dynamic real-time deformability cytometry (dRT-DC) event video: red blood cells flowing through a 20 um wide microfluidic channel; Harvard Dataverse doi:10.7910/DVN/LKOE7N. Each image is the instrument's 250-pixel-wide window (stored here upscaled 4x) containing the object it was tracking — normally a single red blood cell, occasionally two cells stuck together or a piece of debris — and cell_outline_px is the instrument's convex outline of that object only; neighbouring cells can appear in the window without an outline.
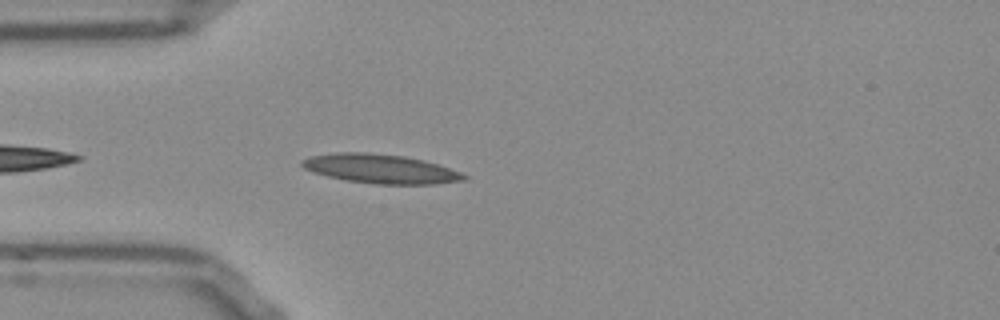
{"species": "Egyptian fruit bat (a non-hibernating species)", "species_latin": "Rousettus aegyptiacus", "temperature_condition": "room temperature", "stored_images_in_passage": 27, "camera_frame_rate_fps": 3000, "um_per_image_px": 0.085, "frame": {"image": 1, "passage_image": 3, "time_ms": 0.667, "image_size_px": [1000, 320], "cell_outline_px": [[468, 176], [464, 180], [436, 184], [376, 184], [344, 180], [312, 172], [304, 168], [300, 164], [300, 160], [312, 156], [336, 152], [368, 152], [404, 156], [424, 160], [460, 172]], "centroid_in_image_um": [32.31, 14.34], "position_along_channel_um": 52.7, "area_um2": 27.46}}
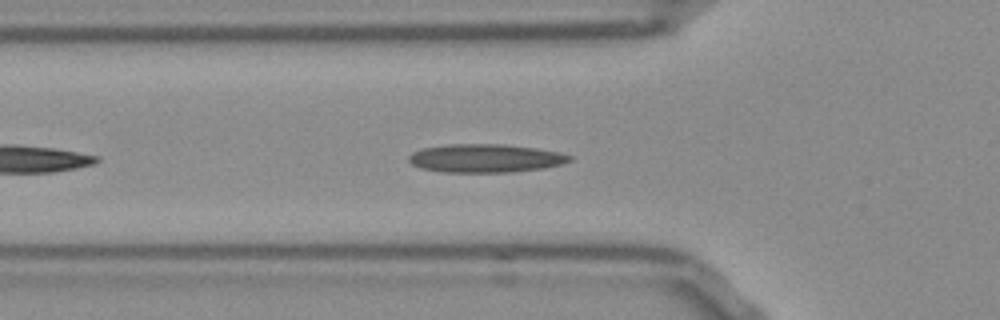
{"frame": {"image": 2, "passage_image": 6, "time_ms": 1.667, "image_size_px": [1000, 320], "cell_outline_px": [[572, 160], [560, 164], [544, 168], [512, 172], [440, 172], [420, 168], [412, 164], [408, 160], [408, 156], [412, 152], [424, 148], [448, 144], [500, 144], [536, 148], [560, 152], [572, 156]], "centroid_in_image_um": [41.24, 13.45], "position_along_channel_um": 84.6, "area_um2": 26.65}}
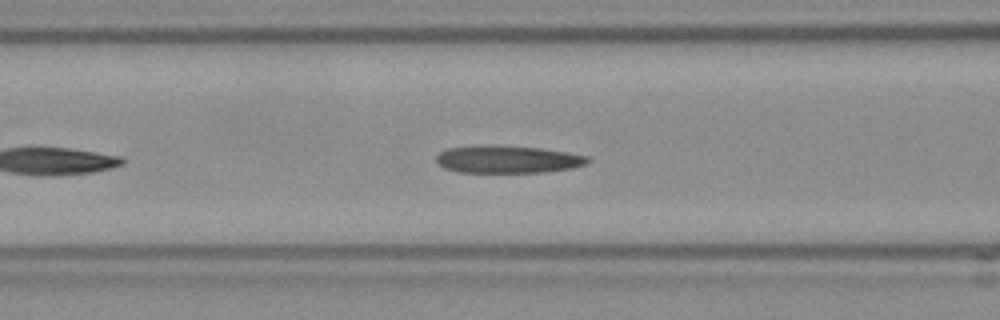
{"frame": {"image": 3, "passage_image": 9, "time_ms": 2.667, "image_size_px": [1000, 320], "cell_outline_px": [[592, 160], [588, 164], [572, 168], [544, 172], [456, 172], [444, 168], [436, 160], [436, 156], [440, 152], [448, 148], [540, 148], [588, 156]], "centroid_in_image_um": [43.24, 13.6], "position_along_channel_um": 123.4, "area_um2": 23.06}}